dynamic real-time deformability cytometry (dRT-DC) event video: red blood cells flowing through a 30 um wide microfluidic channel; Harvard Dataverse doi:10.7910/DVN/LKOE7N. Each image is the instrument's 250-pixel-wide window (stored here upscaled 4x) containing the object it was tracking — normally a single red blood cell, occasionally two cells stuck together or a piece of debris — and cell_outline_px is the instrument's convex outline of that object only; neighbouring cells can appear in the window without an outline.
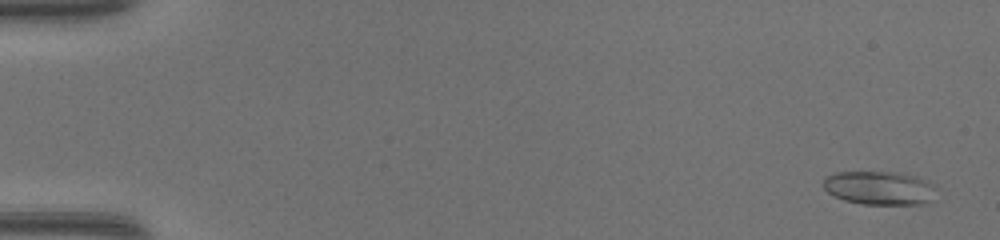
{"species": "common noctule bat (a hibernating species)", "species_latin": "Nyctalus noctula", "temperature_condition": "warm", "stored_images_in_passage": 48, "camera_frame_rate_fps": 3000, "um_per_image_px": 0.085, "animal": {"sex": "female", "body_mass_g": 17.0, "forearm_length_mm": 48.0}, "frame": {"image": 1, "passage_image": 2, "time_ms": 0.333, "image_size_px": [1000, 240], "cell_outline_px": [[936, 188], [932, 200], [920, 204], [864, 204], [844, 200], [832, 196], [824, 188], [824, 176], [836, 172], [900, 172], [916, 176], [928, 180], [936, 184]], "centroid_in_image_um": [74.77, 15.96], "position_along_channel_um": 10.2, "area_um2": 22.43}}
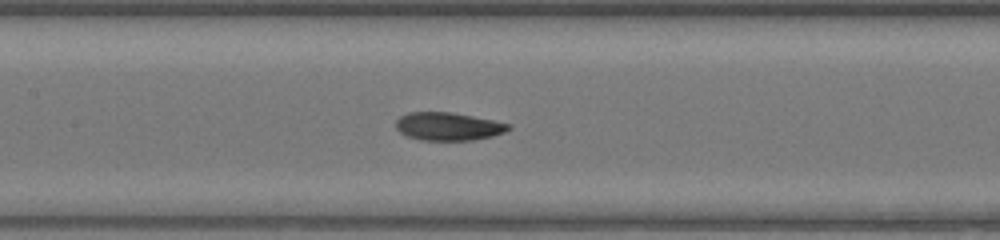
{"frame": {"image": 2, "passage_image": 24, "time_ms": 7.667, "image_size_px": [1000, 240], "cell_outline_px": [[512, 128], [504, 132], [492, 136], [472, 140], [420, 140], [408, 136], [400, 132], [396, 128], [396, 120], [400, 116], [408, 112], [452, 112], [512, 124]], "centroid_in_image_um": [38.1, 10.74], "position_along_channel_um": 169.3, "area_um2": 18.38}}
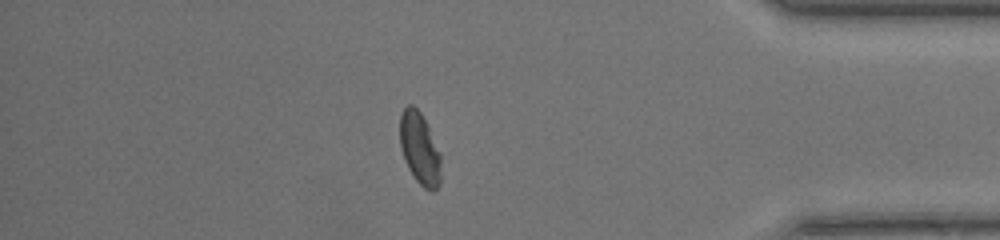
{"frame": {"image": 3, "passage_image": 42, "time_ms": 13.667, "image_size_px": [1000, 240], "cell_outline_px": [[440, 184], [432, 192], [424, 188], [416, 180], [408, 168], [404, 160], [400, 148], [400, 116], [404, 108], [408, 104], [412, 104], [420, 112], [440, 152]], "centroid_in_image_um": [35.66, 12.64], "position_along_channel_um": 399.5, "area_um2": 17.11}, "authors_computed_cell_mechanics": {"area_um2": 19.0162, "velocity_mm_per_s": 4.3529, "shape_relaxation_time_tau1_ms": 6.3562, "shape_relaxation_time_tau2_ms": 2.1589, "deformation_change_tau1": 0.1993, "deformation_change_tau2": 0.0764}}